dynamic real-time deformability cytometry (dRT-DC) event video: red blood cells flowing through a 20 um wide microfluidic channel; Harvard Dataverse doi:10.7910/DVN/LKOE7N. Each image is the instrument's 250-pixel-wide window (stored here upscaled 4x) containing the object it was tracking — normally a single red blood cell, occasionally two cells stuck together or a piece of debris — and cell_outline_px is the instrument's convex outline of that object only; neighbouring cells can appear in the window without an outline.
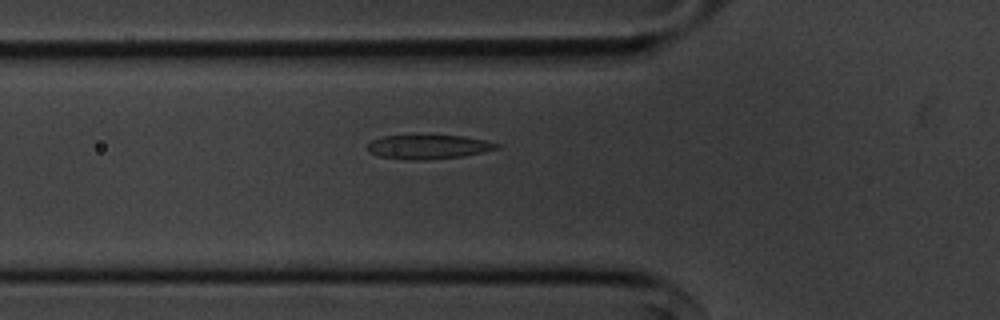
{"species": "common noctule bat (a hibernating species)", "species_latin": "Nyctalus noctula", "temperature_condition": "cold", "stored_images_in_passage": 37, "segment_of_instrument_passage": [1, 2], "camera_frame_rate_fps": 3000, "um_per_image_px": 0.085, "animal": {"sex": "male", "body_mass_g": 20.1, "forearm_length_mm": 53.5}, "frame": {"image": 1, "passage_image": 4, "time_ms": 1.0, "image_size_px": [1000, 320], "cell_outline_px": [[500, 148], [484, 152], [460, 156], [424, 160], [408, 160], [380, 156], [368, 152], [368, 144], [372, 140], [384, 136], [464, 136], [484, 140], [500, 144]], "centroid_in_image_um": [36.42, 12.49], "position_along_channel_um": 89.4, "area_um2": 17.92}}
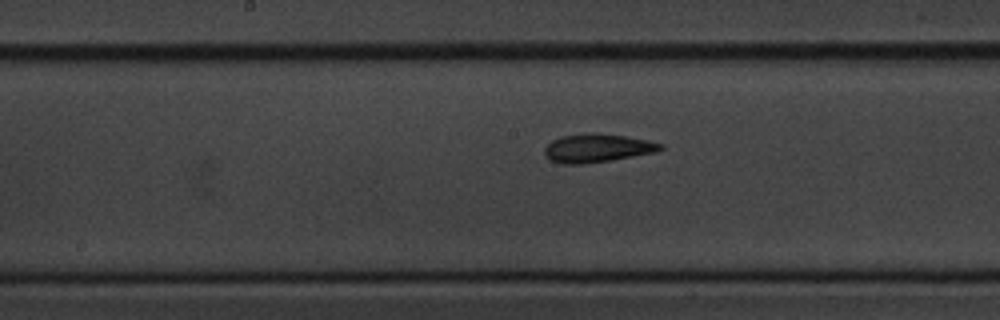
{"frame": {"image": 2, "passage_image": 13, "time_ms": 4.0, "image_size_px": [1000, 320], "cell_outline_px": [[664, 148], [656, 152], [612, 160], [584, 164], [564, 164], [548, 160], [544, 156], [544, 148], [552, 140], [560, 136], [584, 132], [596, 132], [624, 136], [648, 140], [664, 144]], "centroid_in_image_um": [50.73, 12.58], "position_along_channel_um": 197.5, "area_um2": 19.59}}
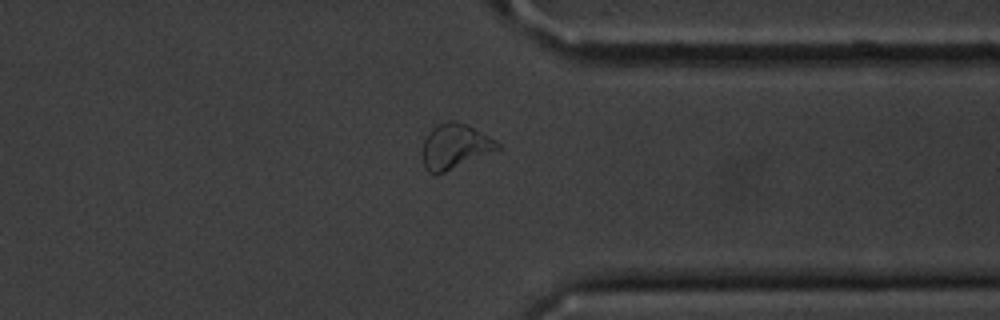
{"frame": {"image": 3, "passage_image": 28, "time_ms": 9.0, "image_size_px": [1000, 320], "cell_outline_px": [[504, 148], [444, 172], [428, 172], [424, 168], [420, 156], [424, 136], [436, 124], [452, 120], [456, 120], [468, 124], [496, 140]], "centroid_in_image_um": [38.65, 12.42], "position_along_channel_um": 372.7, "area_um2": 20.17}}